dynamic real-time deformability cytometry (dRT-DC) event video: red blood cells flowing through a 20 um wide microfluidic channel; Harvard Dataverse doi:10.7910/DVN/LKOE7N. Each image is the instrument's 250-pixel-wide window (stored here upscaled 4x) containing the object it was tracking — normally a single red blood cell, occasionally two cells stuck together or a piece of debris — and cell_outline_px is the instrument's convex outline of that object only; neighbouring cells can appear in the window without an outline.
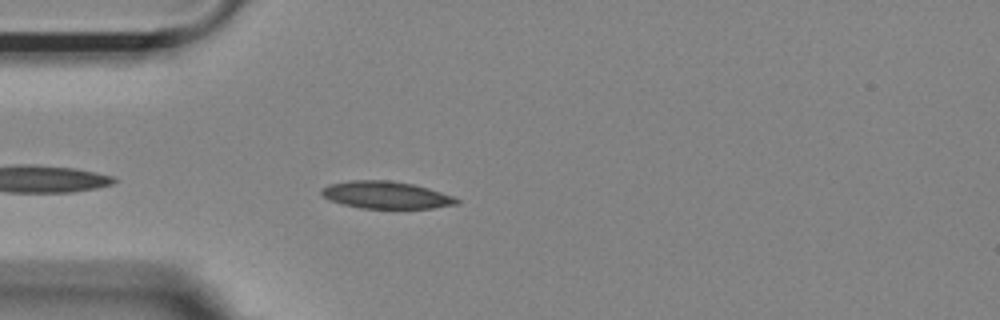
{"species": "Egyptian fruit bat (a non-hibernating species)", "species_latin": "Rousettus aegyptiacus", "temperature_condition": "room temperature", "stored_images_in_passage": 40, "camera_frame_rate_fps": 3000, "um_per_image_px": 0.085, "animal": {"sex": "female"}, "frame": {"image": 1, "passage_image": 3, "time_ms": 0.667, "image_size_px": [1000, 320], "cell_outline_px": [[460, 204], [432, 208], [360, 208], [328, 200], [320, 192], [320, 188], [328, 184], [348, 180], [388, 180], [412, 184], [428, 188], [452, 196], [460, 200]], "centroid_in_image_um": [32.78, 16.57], "position_along_channel_um": 52.2, "area_um2": 21.5}}
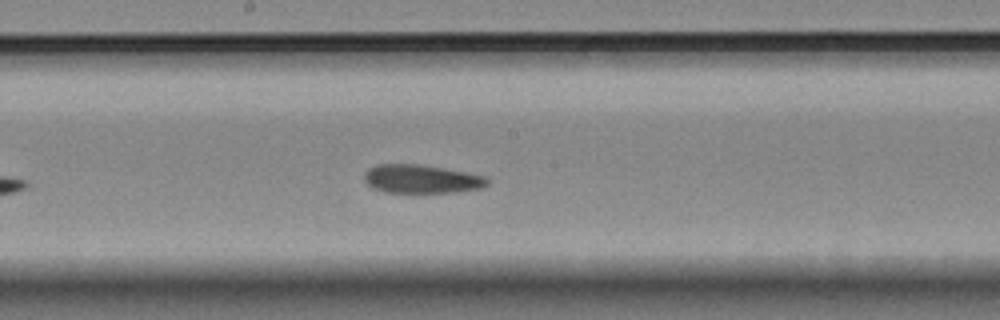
{"frame": {"image": 2, "passage_image": 17, "time_ms": 5.333, "image_size_px": [1000, 320], "cell_outline_px": [[488, 184], [484, 188], [452, 192], [384, 192], [372, 188], [364, 180], [364, 172], [368, 168], [376, 164], [420, 164], [464, 172], [484, 176], [488, 180]], "centroid_in_image_um": [35.78, 15.21], "position_along_channel_um": 212.4, "area_um2": 20.4}}
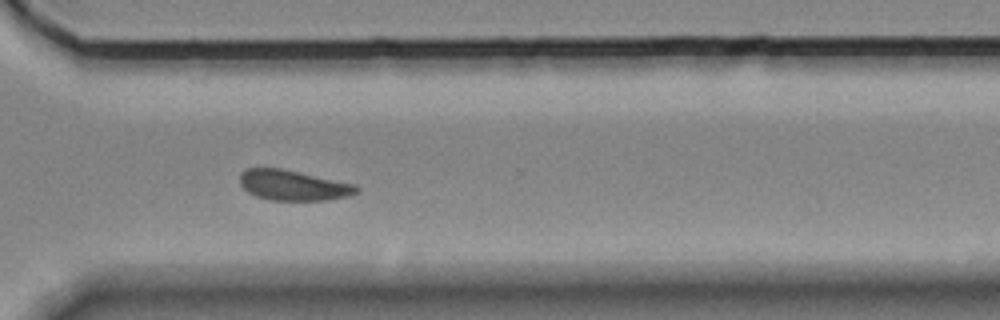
{"frame": {"image": 3, "passage_image": 28, "time_ms": 9.0, "image_size_px": [1000, 320], "cell_outline_px": [[360, 192], [348, 196], [324, 200], [268, 200], [256, 196], [248, 192], [240, 184], [240, 172], [248, 168], [280, 168], [356, 184], [360, 188]], "centroid_in_image_um": [24.93, 15.75], "position_along_channel_um": 345.7, "area_um2": 20.63}, "authors_computed_cell_mechanics": {"area_um2": 21.2415, "velocity_mm_per_s": 3.6298, "shape_relaxation_time_tau1_ms": null, "shape_relaxation_time_tau2_ms": 4.0035, "deformation_change_tau1": null, "deformation_change_tau2": 0.0986}}